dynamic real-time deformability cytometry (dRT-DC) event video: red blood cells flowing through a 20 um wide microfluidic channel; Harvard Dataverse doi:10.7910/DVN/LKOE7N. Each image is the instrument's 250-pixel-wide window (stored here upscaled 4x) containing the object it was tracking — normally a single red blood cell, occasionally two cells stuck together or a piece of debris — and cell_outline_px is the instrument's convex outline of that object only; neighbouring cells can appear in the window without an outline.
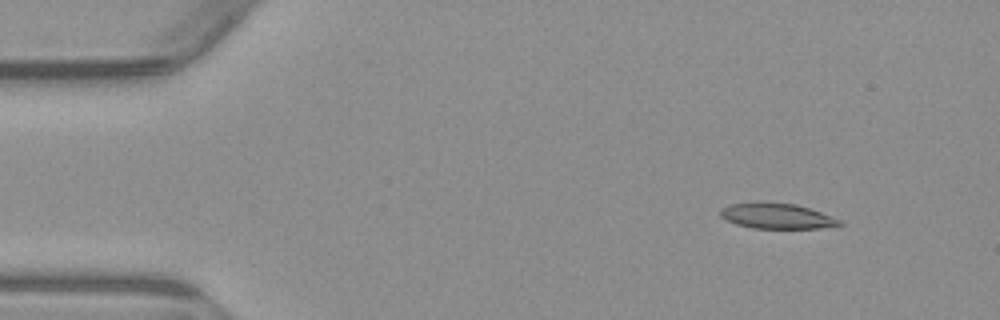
{"species": "common noctule bat (a hibernating species)", "species_latin": "Nyctalus noctula", "temperature_condition": "warm", "stored_images_in_passage": 5, "camera_frame_rate_fps": 3000, "um_per_image_px": 0.085, "animal": {"sex": "male", "body_mass_g": 23.1, "forearm_length_mm": 52.7}, "frame": {"image": 1, "passage_image": 2, "time_ms": 1.333, "image_size_px": [1000, 320], "cell_outline_px": [[844, 224], [836, 228], [752, 228], [736, 224], [720, 216], [720, 208], [728, 204], [756, 200], [760, 200], [796, 204], [832, 216], [840, 220]], "centroid_in_image_um": [66.02, 18.33], "position_along_channel_um": 19.0, "area_um2": 18.26}}
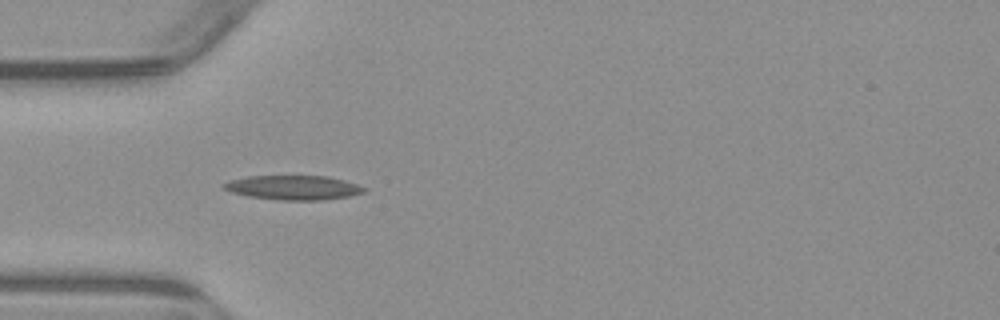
{"frame": {"image": 2, "passage_image": 4, "time_ms": 4.667, "image_size_px": [1000, 320], "cell_outline_px": [[364, 192], [348, 196], [320, 200], [280, 200], [248, 196], [232, 192], [224, 188], [220, 184], [228, 180], [248, 176], [328, 176], [344, 180], [356, 184], [364, 188]], "centroid_in_image_um": [24.88, 15.94], "position_along_channel_um": 60.1, "area_um2": 19.77}}
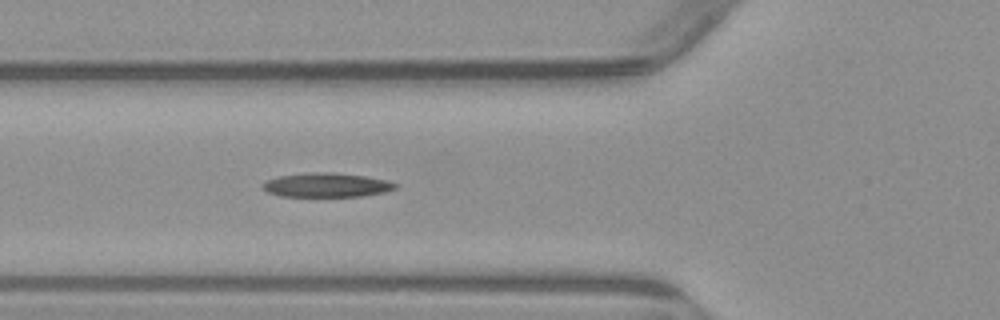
{"frame": {"image": 3, "passage_image": 5, "time_ms": 5.667, "image_size_px": [1000, 320], "cell_outline_px": [[400, 184], [396, 188], [384, 192], [360, 196], [280, 196], [268, 192], [260, 188], [260, 184], [276, 176], [312, 172], [332, 172], [364, 176], [388, 180]], "centroid_in_image_um": [27.74, 15.72], "position_along_channel_um": 98.1, "area_um2": 18.79}}